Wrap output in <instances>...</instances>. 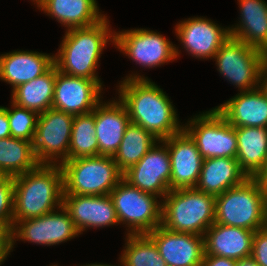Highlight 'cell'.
<instances>
[{
  "label": "cell",
  "mask_w": 267,
  "mask_h": 266,
  "mask_svg": "<svg viewBox=\"0 0 267 266\" xmlns=\"http://www.w3.org/2000/svg\"><path fill=\"white\" fill-rule=\"evenodd\" d=\"M118 84V98L125 105L130 122L151 132L159 140L183 130L184 125H180L171 99L151 79L133 73Z\"/></svg>",
  "instance_id": "cell-1"
},
{
  "label": "cell",
  "mask_w": 267,
  "mask_h": 266,
  "mask_svg": "<svg viewBox=\"0 0 267 266\" xmlns=\"http://www.w3.org/2000/svg\"><path fill=\"white\" fill-rule=\"evenodd\" d=\"M109 24L106 16L95 25L66 30L60 48L54 54L57 69L70 76L94 79L103 87L96 70L107 43L115 42V31H111Z\"/></svg>",
  "instance_id": "cell-2"
},
{
  "label": "cell",
  "mask_w": 267,
  "mask_h": 266,
  "mask_svg": "<svg viewBox=\"0 0 267 266\" xmlns=\"http://www.w3.org/2000/svg\"><path fill=\"white\" fill-rule=\"evenodd\" d=\"M13 226L18 221L40 217L63 205V171L60 165L39 164L13 177Z\"/></svg>",
  "instance_id": "cell-3"
},
{
  "label": "cell",
  "mask_w": 267,
  "mask_h": 266,
  "mask_svg": "<svg viewBox=\"0 0 267 266\" xmlns=\"http://www.w3.org/2000/svg\"><path fill=\"white\" fill-rule=\"evenodd\" d=\"M215 196L196 188L170 190L162 199L161 226L204 235L215 222Z\"/></svg>",
  "instance_id": "cell-4"
},
{
  "label": "cell",
  "mask_w": 267,
  "mask_h": 266,
  "mask_svg": "<svg viewBox=\"0 0 267 266\" xmlns=\"http://www.w3.org/2000/svg\"><path fill=\"white\" fill-rule=\"evenodd\" d=\"M267 196L255 177L215 196V222L251 231L264 228Z\"/></svg>",
  "instance_id": "cell-5"
},
{
  "label": "cell",
  "mask_w": 267,
  "mask_h": 266,
  "mask_svg": "<svg viewBox=\"0 0 267 266\" xmlns=\"http://www.w3.org/2000/svg\"><path fill=\"white\" fill-rule=\"evenodd\" d=\"M64 194L109 195L123 179L113 156L97 155L66 160L61 165Z\"/></svg>",
  "instance_id": "cell-6"
},
{
  "label": "cell",
  "mask_w": 267,
  "mask_h": 266,
  "mask_svg": "<svg viewBox=\"0 0 267 266\" xmlns=\"http://www.w3.org/2000/svg\"><path fill=\"white\" fill-rule=\"evenodd\" d=\"M119 224L128 234H148L161 225L162 200L122 179L109 193Z\"/></svg>",
  "instance_id": "cell-7"
},
{
  "label": "cell",
  "mask_w": 267,
  "mask_h": 266,
  "mask_svg": "<svg viewBox=\"0 0 267 266\" xmlns=\"http://www.w3.org/2000/svg\"><path fill=\"white\" fill-rule=\"evenodd\" d=\"M213 59L221 76L243 92L259 87L260 71L267 54L230 36Z\"/></svg>",
  "instance_id": "cell-8"
},
{
  "label": "cell",
  "mask_w": 267,
  "mask_h": 266,
  "mask_svg": "<svg viewBox=\"0 0 267 266\" xmlns=\"http://www.w3.org/2000/svg\"><path fill=\"white\" fill-rule=\"evenodd\" d=\"M195 141L204 159L214 157L236 158L237 136L235 127L213 108L193 116L183 128Z\"/></svg>",
  "instance_id": "cell-9"
},
{
  "label": "cell",
  "mask_w": 267,
  "mask_h": 266,
  "mask_svg": "<svg viewBox=\"0 0 267 266\" xmlns=\"http://www.w3.org/2000/svg\"><path fill=\"white\" fill-rule=\"evenodd\" d=\"M74 116L56 109L40 113L33 152L39 164L61 165L68 160Z\"/></svg>",
  "instance_id": "cell-10"
},
{
  "label": "cell",
  "mask_w": 267,
  "mask_h": 266,
  "mask_svg": "<svg viewBox=\"0 0 267 266\" xmlns=\"http://www.w3.org/2000/svg\"><path fill=\"white\" fill-rule=\"evenodd\" d=\"M114 45L122 54L146 69L168 64L181 52L162 34L146 28L115 31Z\"/></svg>",
  "instance_id": "cell-11"
},
{
  "label": "cell",
  "mask_w": 267,
  "mask_h": 266,
  "mask_svg": "<svg viewBox=\"0 0 267 266\" xmlns=\"http://www.w3.org/2000/svg\"><path fill=\"white\" fill-rule=\"evenodd\" d=\"M170 178V155L163 140H159L137 164L123 172V179L129 184L161 200L170 191Z\"/></svg>",
  "instance_id": "cell-12"
},
{
  "label": "cell",
  "mask_w": 267,
  "mask_h": 266,
  "mask_svg": "<svg viewBox=\"0 0 267 266\" xmlns=\"http://www.w3.org/2000/svg\"><path fill=\"white\" fill-rule=\"evenodd\" d=\"M80 235L63 205L40 217L18 221L12 228L13 248L18 240L53 246Z\"/></svg>",
  "instance_id": "cell-13"
},
{
  "label": "cell",
  "mask_w": 267,
  "mask_h": 266,
  "mask_svg": "<svg viewBox=\"0 0 267 266\" xmlns=\"http://www.w3.org/2000/svg\"><path fill=\"white\" fill-rule=\"evenodd\" d=\"M102 89L94 79L70 76L56 67L52 108L73 116L90 113L102 100Z\"/></svg>",
  "instance_id": "cell-14"
},
{
  "label": "cell",
  "mask_w": 267,
  "mask_h": 266,
  "mask_svg": "<svg viewBox=\"0 0 267 266\" xmlns=\"http://www.w3.org/2000/svg\"><path fill=\"white\" fill-rule=\"evenodd\" d=\"M175 34L187 53L198 59H213L230 37L229 27H222L205 17H192L175 26Z\"/></svg>",
  "instance_id": "cell-15"
},
{
  "label": "cell",
  "mask_w": 267,
  "mask_h": 266,
  "mask_svg": "<svg viewBox=\"0 0 267 266\" xmlns=\"http://www.w3.org/2000/svg\"><path fill=\"white\" fill-rule=\"evenodd\" d=\"M163 141L170 155V190L195 188L204 160L195 141L184 129Z\"/></svg>",
  "instance_id": "cell-16"
},
{
  "label": "cell",
  "mask_w": 267,
  "mask_h": 266,
  "mask_svg": "<svg viewBox=\"0 0 267 266\" xmlns=\"http://www.w3.org/2000/svg\"><path fill=\"white\" fill-rule=\"evenodd\" d=\"M168 266H201L205 255L204 236L175 232L159 225L147 234Z\"/></svg>",
  "instance_id": "cell-17"
},
{
  "label": "cell",
  "mask_w": 267,
  "mask_h": 266,
  "mask_svg": "<svg viewBox=\"0 0 267 266\" xmlns=\"http://www.w3.org/2000/svg\"><path fill=\"white\" fill-rule=\"evenodd\" d=\"M63 207L80 235L88 228L119 225L116 211L109 195L63 194Z\"/></svg>",
  "instance_id": "cell-18"
},
{
  "label": "cell",
  "mask_w": 267,
  "mask_h": 266,
  "mask_svg": "<svg viewBox=\"0 0 267 266\" xmlns=\"http://www.w3.org/2000/svg\"><path fill=\"white\" fill-rule=\"evenodd\" d=\"M130 123L125 105L116 100H101L95 107V129L98 155L114 156Z\"/></svg>",
  "instance_id": "cell-19"
},
{
  "label": "cell",
  "mask_w": 267,
  "mask_h": 266,
  "mask_svg": "<svg viewBox=\"0 0 267 266\" xmlns=\"http://www.w3.org/2000/svg\"><path fill=\"white\" fill-rule=\"evenodd\" d=\"M54 65V54L14 50L0 55V80L17 86L42 76Z\"/></svg>",
  "instance_id": "cell-20"
},
{
  "label": "cell",
  "mask_w": 267,
  "mask_h": 266,
  "mask_svg": "<svg viewBox=\"0 0 267 266\" xmlns=\"http://www.w3.org/2000/svg\"><path fill=\"white\" fill-rule=\"evenodd\" d=\"M255 231L213 223L205 232V255L239 260L251 256Z\"/></svg>",
  "instance_id": "cell-21"
},
{
  "label": "cell",
  "mask_w": 267,
  "mask_h": 266,
  "mask_svg": "<svg viewBox=\"0 0 267 266\" xmlns=\"http://www.w3.org/2000/svg\"><path fill=\"white\" fill-rule=\"evenodd\" d=\"M234 127H267V96L258 87L215 107Z\"/></svg>",
  "instance_id": "cell-22"
},
{
  "label": "cell",
  "mask_w": 267,
  "mask_h": 266,
  "mask_svg": "<svg viewBox=\"0 0 267 266\" xmlns=\"http://www.w3.org/2000/svg\"><path fill=\"white\" fill-rule=\"evenodd\" d=\"M240 21L229 27L230 36L267 54V2L264 0H237Z\"/></svg>",
  "instance_id": "cell-23"
},
{
  "label": "cell",
  "mask_w": 267,
  "mask_h": 266,
  "mask_svg": "<svg viewBox=\"0 0 267 266\" xmlns=\"http://www.w3.org/2000/svg\"><path fill=\"white\" fill-rule=\"evenodd\" d=\"M247 174L236 158L214 157L203 160L200 176L195 188L214 196L243 183Z\"/></svg>",
  "instance_id": "cell-24"
},
{
  "label": "cell",
  "mask_w": 267,
  "mask_h": 266,
  "mask_svg": "<svg viewBox=\"0 0 267 266\" xmlns=\"http://www.w3.org/2000/svg\"><path fill=\"white\" fill-rule=\"evenodd\" d=\"M39 9L67 27L66 30L89 27L106 17L99 11L96 0H44Z\"/></svg>",
  "instance_id": "cell-25"
},
{
  "label": "cell",
  "mask_w": 267,
  "mask_h": 266,
  "mask_svg": "<svg viewBox=\"0 0 267 266\" xmlns=\"http://www.w3.org/2000/svg\"><path fill=\"white\" fill-rule=\"evenodd\" d=\"M237 155L241 169L255 177L267 162V127H235Z\"/></svg>",
  "instance_id": "cell-26"
},
{
  "label": "cell",
  "mask_w": 267,
  "mask_h": 266,
  "mask_svg": "<svg viewBox=\"0 0 267 266\" xmlns=\"http://www.w3.org/2000/svg\"><path fill=\"white\" fill-rule=\"evenodd\" d=\"M56 66L46 73L11 90V102L19 107L33 110L38 114L52 108Z\"/></svg>",
  "instance_id": "cell-27"
},
{
  "label": "cell",
  "mask_w": 267,
  "mask_h": 266,
  "mask_svg": "<svg viewBox=\"0 0 267 266\" xmlns=\"http://www.w3.org/2000/svg\"><path fill=\"white\" fill-rule=\"evenodd\" d=\"M38 165L32 142L13 137L0 139V175L15 177Z\"/></svg>",
  "instance_id": "cell-28"
},
{
  "label": "cell",
  "mask_w": 267,
  "mask_h": 266,
  "mask_svg": "<svg viewBox=\"0 0 267 266\" xmlns=\"http://www.w3.org/2000/svg\"><path fill=\"white\" fill-rule=\"evenodd\" d=\"M158 141L159 139L151 132L130 122L125 129L119 149L113 156L118 168L125 172L128 168L137 164Z\"/></svg>",
  "instance_id": "cell-29"
},
{
  "label": "cell",
  "mask_w": 267,
  "mask_h": 266,
  "mask_svg": "<svg viewBox=\"0 0 267 266\" xmlns=\"http://www.w3.org/2000/svg\"><path fill=\"white\" fill-rule=\"evenodd\" d=\"M126 238L119 266H168L147 234H126Z\"/></svg>",
  "instance_id": "cell-30"
},
{
  "label": "cell",
  "mask_w": 267,
  "mask_h": 266,
  "mask_svg": "<svg viewBox=\"0 0 267 266\" xmlns=\"http://www.w3.org/2000/svg\"><path fill=\"white\" fill-rule=\"evenodd\" d=\"M98 155L95 129V109L87 114L74 116L68 160Z\"/></svg>",
  "instance_id": "cell-31"
},
{
  "label": "cell",
  "mask_w": 267,
  "mask_h": 266,
  "mask_svg": "<svg viewBox=\"0 0 267 266\" xmlns=\"http://www.w3.org/2000/svg\"><path fill=\"white\" fill-rule=\"evenodd\" d=\"M11 108L5 107L11 137L33 142L39 114L33 110L19 107L13 102Z\"/></svg>",
  "instance_id": "cell-32"
},
{
  "label": "cell",
  "mask_w": 267,
  "mask_h": 266,
  "mask_svg": "<svg viewBox=\"0 0 267 266\" xmlns=\"http://www.w3.org/2000/svg\"><path fill=\"white\" fill-rule=\"evenodd\" d=\"M13 199V177L0 175V224H13Z\"/></svg>",
  "instance_id": "cell-33"
},
{
  "label": "cell",
  "mask_w": 267,
  "mask_h": 266,
  "mask_svg": "<svg viewBox=\"0 0 267 266\" xmlns=\"http://www.w3.org/2000/svg\"><path fill=\"white\" fill-rule=\"evenodd\" d=\"M251 257L258 266H267V230L265 228L255 231Z\"/></svg>",
  "instance_id": "cell-34"
},
{
  "label": "cell",
  "mask_w": 267,
  "mask_h": 266,
  "mask_svg": "<svg viewBox=\"0 0 267 266\" xmlns=\"http://www.w3.org/2000/svg\"><path fill=\"white\" fill-rule=\"evenodd\" d=\"M13 224H0V265L13 250Z\"/></svg>",
  "instance_id": "cell-35"
},
{
  "label": "cell",
  "mask_w": 267,
  "mask_h": 266,
  "mask_svg": "<svg viewBox=\"0 0 267 266\" xmlns=\"http://www.w3.org/2000/svg\"><path fill=\"white\" fill-rule=\"evenodd\" d=\"M201 266H236V260L215 255H204Z\"/></svg>",
  "instance_id": "cell-36"
},
{
  "label": "cell",
  "mask_w": 267,
  "mask_h": 266,
  "mask_svg": "<svg viewBox=\"0 0 267 266\" xmlns=\"http://www.w3.org/2000/svg\"><path fill=\"white\" fill-rule=\"evenodd\" d=\"M11 137L7 110L4 106H0V139Z\"/></svg>",
  "instance_id": "cell-37"
},
{
  "label": "cell",
  "mask_w": 267,
  "mask_h": 266,
  "mask_svg": "<svg viewBox=\"0 0 267 266\" xmlns=\"http://www.w3.org/2000/svg\"><path fill=\"white\" fill-rule=\"evenodd\" d=\"M259 88L267 96V59L264 61L261 71H260Z\"/></svg>",
  "instance_id": "cell-38"
},
{
  "label": "cell",
  "mask_w": 267,
  "mask_h": 266,
  "mask_svg": "<svg viewBox=\"0 0 267 266\" xmlns=\"http://www.w3.org/2000/svg\"><path fill=\"white\" fill-rule=\"evenodd\" d=\"M255 178L267 196V162L265 163L264 168L255 176Z\"/></svg>",
  "instance_id": "cell-39"
},
{
  "label": "cell",
  "mask_w": 267,
  "mask_h": 266,
  "mask_svg": "<svg viewBox=\"0 0 267 266\" xmlns=\"http://www.w3.org/2000/svg\"><path fill=\"white\" fill-rule=\"evenodd\" d=\"M236 266H258V264L251 256H249L236 260Z\"/></svg>",
  "instance_id": "cell-40"
},
{
  "label": "cell",
  "mask_w": 267,
  "mask_h": 266,
  "mask_svg": "<svg viewBox=\"0 0 267 266\" xmlns=\"http://www.w3.org/2000/svg\"><path fill=\"white\" fill-rule=\"evenodd\" d=\"M82 266H116V265H109V264H103V263H90V264H86V265H82ZM119 266V264H118Z\"/></svg>",
  "instance_id": "cell-41"
},
{
  "label": "cell",
  "mask_w": 267,
  "mask_h": 266,
  "mask_svg": "<svg viewBox=\"0 0 267 266\" xmlns=\"http://www.w3.org/2000/svg\"><path fill=\"white\" fill-rule=\"evenodd\" d=\"M34 2L35 5H37L38 9L43 5L44 0H31Z\"/></svg>",
  "instance_id": "cell-42"
},
{
  "label": "cell",
  "mask_w": 267,
  "mask_h": 266,
  "mask_svg": "<svg viewBox=\"0 0 267 266\" xmlns=\"http://www.w3.org/2000/svg\"><path fill=\"white\" fill-rule=\"evenodd\" d=\"M264 228L267 230V204H266V212H265V223Z\"/></svg>",
  "instance_id": "cell-43"
}]
</instances>
